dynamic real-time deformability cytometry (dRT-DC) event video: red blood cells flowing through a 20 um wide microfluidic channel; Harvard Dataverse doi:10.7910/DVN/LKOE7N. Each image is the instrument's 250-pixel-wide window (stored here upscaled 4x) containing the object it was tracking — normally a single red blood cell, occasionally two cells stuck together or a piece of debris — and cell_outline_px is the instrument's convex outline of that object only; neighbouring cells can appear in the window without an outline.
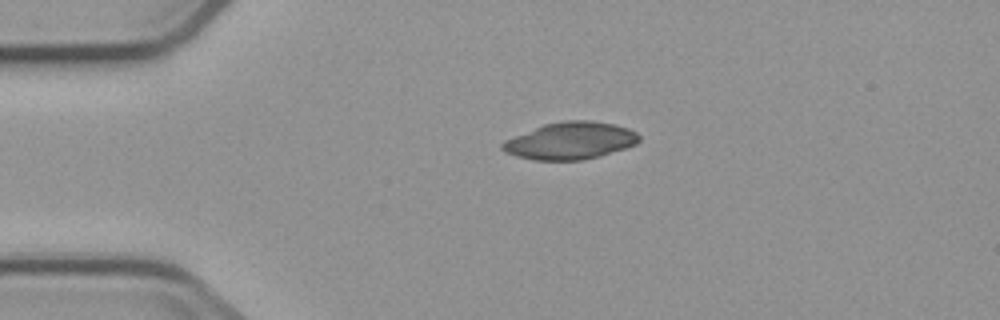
{"species": "common noctule bat (a hibernating species)", "species_latin": "Nyctalus noctula", "temperature_condition": "cold", "stored_images_in_passage": 1, "camera_frame_rate_fps": 3000, "um_per_image_px": 0.085, "animal": {"sex": "male", "body_mass_g": 23.1, "forearm_length_mm": 52.7}, "frame": {"image": 1, "passage_image": 1, "time_ms": 0.0, "image_size_px": [1000, 320], "cell_outline_px": [[640, 140], [636, 144], [624, 148], [596, 156], [580, 160], [536, 160], [516, 156], [504, 152], [500, 148], [500, 144], [504, 140], [544, 124], [568, 120], [592, 120], [616, 124], [628, 128], [636, 132], [640, 136]], "centroid_in_image_um": [48.46, 11.95], "position_along_channel_um": 36.5, "area_um2": 29.48}}